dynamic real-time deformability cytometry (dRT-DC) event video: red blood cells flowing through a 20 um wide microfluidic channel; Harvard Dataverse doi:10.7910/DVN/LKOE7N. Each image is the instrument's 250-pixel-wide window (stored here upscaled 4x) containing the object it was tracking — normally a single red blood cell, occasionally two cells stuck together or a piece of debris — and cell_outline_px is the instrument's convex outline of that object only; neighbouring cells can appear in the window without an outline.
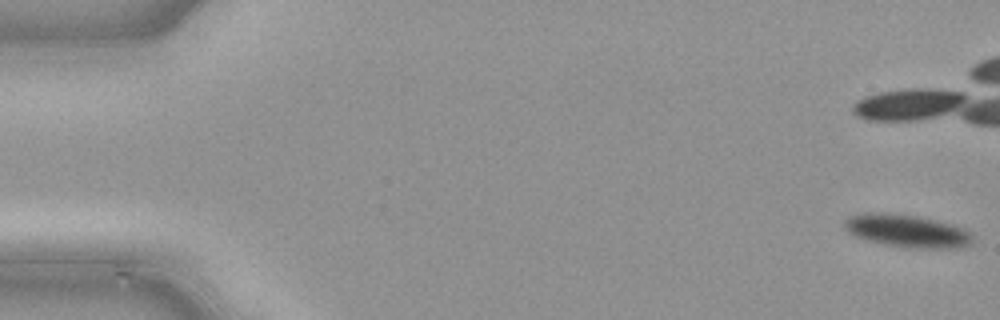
{"species": "common noctule bat (a hibernating species)", "species_latin": "Nyctalus noctula", "temperature_condition": "cold", "stored_images_in_passage": 50, "camera_frame_rate_fps": 3000, "um_per_image_px": 0.085, "animal": {"sex": "male", "body_mass_g": 21.5, "forearm_length_mm": 52.0}, "frame": {"image": 1, "passage_image": 1, "time_ms": 0.0, "image_size_px": [1000, 320], "cell_outline_px": [[972, 240], [968, 244], [956, 248], [920, 248], [888, 244], [868, 240], [856, 236], [848, 232], [844, 228], [844, 220], [848, 216], [864, 212], [884, 212], [920, 216], [952, 224], [964, 228], [972, 236]], "centroid_in_image_um": [77.06, 19.59], "position_along_channel_um": 7.9, "area_um2": 24.28}}